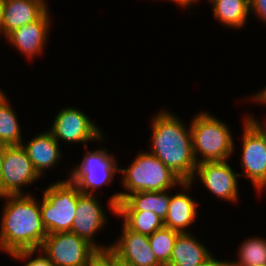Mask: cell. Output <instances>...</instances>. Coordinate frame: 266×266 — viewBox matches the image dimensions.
I'll return each instance as SVG.
<instances>
[{"label":"cell","instance_id":"83f0119b","mask_svg":"<svg viewBox=\"0 0 266 266\" xmlns=\"http://www.w3.org/2000/svg\"><path fill=\"white\" fill-rule=\"evenodd\" d=\"M226 262V260H217L214 256H212L208 261L197 266H226Z\"/></svg>","mask_w":266,"mask_h":266},{"label":"cell","instance_id":"9a60e30c","mask_svg":"<svg viewBox=\"0 0 266 266\" xmlns=\"http://www.w3.org/2000/svg\"><path fill=\"white\" fill-rule=\"evenodd\" d=\"M42 0H4L1 32L6 37L13 30L38 20L48 9Z\"/></svg>","mask_w":266,"mask_h":266},{"label":"cell","instance_id":"4316f807","mask_svg":"<svg viewBox=\"0 0 266 266\" xmlns=\"http://www.w3.org/2000/svg\"><path fill=\"white\" fill-rule=\"evenodd\" d=\"M250 11L266 23V0H249Z\"/></svg>","mask_w":266,"mask_h":266},{"label":"cell","instance_id":"30bf717a","mask_svg":"<svg viewBox=\"0 0 266 266\" xmlns=\"http://www.w3.org/2000/svg\"><path fill=\"white\" fill-rule=\"evenodd\" d=\"M53 125L49 129L50 133L58 142L60 140L68 141V143H85L87 149L88 141L105 140L104 134L97 127L88 115L78 108L65 107L61 109L54 118Z\"/></svg>","mask_w":266,"mask_h":266},{"label":"cell","instance_id":"8992f818","mask_svg":"<svg viewBox=\"0 0 266 266\" xmlns=\"http://www.w3.org/2000/svg\"><path fill=\"white\" fill-rule=\"evenodd\" d=\"M254 116L244 120L242 133L241 167L239 174L249 178L257 191L266 188V123L263 126Z\"/></svg>","mask_w":266,"mask_h":266},{"label":"cell","instance_id":"7c38bea8","mask_svg":"<svg viewBox=\"0 0 266 266\" xmlns=\"http://www.w3.org/2000/svg\"><path fill=\"white\" fill-rule=\"evenodd\" d=\"M100 204L95 194H82L79 192L76 216L73 221L71 232L87 240L96 249H105L110 246L106 244L100 247V245L98 246V244H96L95 239H93L96 232L104 228V225L107 223V216Z\"/></svg>","mask_w":266,"mask_h":266},{"label":"cell","instance_id":"52a82bcc","mask_svg":"<svg viewBox=\"0 0 266 266\" xmlns=\"http://www.w3.org/2000/svg\"><path fill=\"white\" fill-rule=\"evenodd\" d=\"M80 164L73 167L69 180L82 194H92L103 185L112 184L113 177L119 171L117 160L106 149L88 151Z\"/></svg>","mask_w":266,"mask_h":266},{"label":"cell","instance_id":"d4e9b609","mask_svg":"<svg viewBox=\"0 0 266 266\" xmlns=\"http://www.w3.org/2000/svg\"><path fill=\"white\" fill-rule=\"evenodd\" d=\"M38 250H20L14 253H11L10 256L14 259H19V260H26L25 266H55L49 258L39 249V254L37 257L32 258L34 254ZM29 259V260H28ZM31 259V260H30Z\"/></svg>","mask_w":266,"mask_h":266},{"label":"cell","instance_id":"4dcf8cb0","mask_svg":"<svg viewBox=\"0 0 266 266\" xmlns=\"http://www.w3.org/2000/svg\"><path fill=\"white\" fill-rule=\"evenodd\" d=\"M6 147L7 145L0 142V172L2 169V165H3L4 153H5Z\"/></svg>","mask_w":266,"mask_h":266},{"label":"cell","instance_id":"603a6c76","mask_svg":"<svg viewBox=\"0 0 266 266\" xmlns=\"http://www.w3.org/2000/svg\"><path fill=\"white\" fill-rule=\"evenodd\" d=\"M239 260L227 261L226 266H259L266 264V239L249 237L239 246Z\"/></svg>","mask_w":266,"mask_h":266},{"label":"cell","instance_id":"e0dca14e","mask_svg":"<svg viewBox=\"0 0 266 266\" xmlns=\"http://www.w3.org/2000/svg\"><path fill=\"white\" fill-rule=\"evenodd\" d=\"M212 257L210 251L190 232L177 235L168 266H197Z\"/></svg>","mask_w":266,"mask_h":266},{"label":"cell","instance_id":"5b68a950","mask_svg":"<svg viewBox=\"0 0 266 266\" xmlns=\"http://www.w3.org/2000/svg\"><path fill=\"white\" fill-rule=\"evenodd\" d=\"M41 218L48 234L71 231L79 190L69 179L57 180L43 190Z\"/></svg>","mask_w":266,"mask_h":266},{"label":"cell","instance_id":"6da1fadb","mask_svg":"<svg viewBox=\"0 0 266 266\" xmlns=\"http://www.w3.org/2000/svg\"><path fill=\"white\" fill-rule=\"evenodd\" d=\"M6 195L0 225V249L9 255L20 250H39L48 235L40 202L31 194Z\"/></svg>","mask_w":266,"mask_h":266},{"label":"cell","instance_id":"7402d4cb","mask_svg":"<svg viewBox=\"0 0 266 266\" xmlns=\"http://www.w3.org/2000/svg\"><path fill=\"white\" fill-rule=\"evenodd\" d=\"M122 224L130 231L150 236L164 227V221L151 211H116Z\"/></svg>","mask_w":266,"mask_h":266},{"label":"cell","instance_id":"2e32d148","mask_svg":"<svg viewBox=\"0 0 266 266\" xmlns=\"http://www.w3.org/2000/svg\"><path fill=\"white\" fill-rule=\"evenodd\" d=\"M22 147L26 150L29 159L32 161L33 167L41 177L45 170L54 167L61 158V150L54 136L49 132L35 135Z\"/></svg>","mask_w":266,"mask_h":266},{"label":"cell","instance_id":"cb8c5ba5","mask_svg":"<svg viewBox=\"0 0 266 266\" xmlns=\"http://www.w3.org/2000/svg\"><path fill=\"white\" fill-rule=\"evenodd\" d=\"M179 233L178 231L163 227L148 236L150 247L162 266L169 265L175 240Z\"/></svg>","mask_w":266,"mask_h":266},{"label":"cell","instance_id":"7a4b0ae2","mask_svg":"<svg viewBox=\"0 0 266 266\" xmlns=\"http://www.w3.org/2000/svg\"><path fill=\"white\" fill-rule=\"evenodd\" d=\"M150 149L183 182H190L197 166L193 154L192 133L181 120L168 110L154 116Z\"/></svg>","mask_w":266,"mask_h":266},{"label":"cell","instance_id":"9c48e42d","mask_svg":"<svg viewBox=\"0 0 266 266\" xmlns=\"http://www.w3.org/2000/svg\"><path fill=\"white\" fill-rule=\"evenodd\" d=\"M40 178L22 145L7 146L0 172V190L6 195H24L22 188Z\"/></svg>","mask_w":266,"mask_h":266},{"label":"cell","instance_id":"ac0fdd59","mask_svg":"<svg viewBox=\"0 0 266 266\" xmlns=\"http://www.w3.org/2000/svg\"><path fill=\"white\" fill-rule=\"evenodd\" d=\"M170 198L167 190L134 192L116 205V211H151L164 221Z\"/></svg>","mask_w":266,"mask_h":266},{"label":"cell","instance_id":"d6a6232c","mask_svg":"<svg viewBox=\"0 0 266 266\" xmlns=\"http://www.w3.org/2000/svg\"><path fill=\"white\" fill-rule=\"evenodd\" d=\"M3 2H4V0H0V20H2Z\"/></svg>","mask_w":266,"mask_h":266},{"label":"cell","instance_id":"277c9868","mask_svg":"<svg viewBox=\"0 0 266 266\" xmlns=\"http://www.w3.org/2000/svg\"><path fill=\"white\" fill-rule=\"evenodd\" d=\"M193 154L197 164L228 161L234 152L230 127L208 112L195 114L191 122ZM198 154L201 157L198 158Z\"/></svg>","mask_w":266,"mask_h":266},{"label":"cell","instance_id":"1f68e13d","mask_svg":"<svg viewBox=\"0 0 266 266\" xmlns=\"http://www.w3.org/2000/svg\"><path fill=\"white\" fill-rule=\"evenodd\" d=\"M115 266H134V265L131 264V263H128V262H125V261L121 260L116 255V265Z\"/></svg>","mask_w":266,"mask_h":266},{"label":"cell","instance_id":"f1b7e54d","mask_svg":"<svg viewBox=\"0 0 266 266\" xmlns=\"http://www.w3.org/2000/svg\"><path fill=\"white\" fill-rule=\"evenodd\" d=\"M256 93L251 99L256 100L257 103L266 104V87Z\"/></svg>","mask_w":266,"mask_h":266},{"label":"cell","instance_id":"5bb4252c","mask_svg":"<svg viewBox=\"0 0 266 266\" xmlns=\"http://www.w3.org/2000/svg\"><path fill=\"white\" fill-rule=\"evenodd\" d=\"M110 248L118 258L134 266H162L150 247L148 236L130 231L124 225L121 236Z\"/></svg>","mask_w":266,"mask_h":266},{"label":"cell","instance_id":"d6986e66","mask_svg":"<svg viewBox=\"0 0 266 266\" xmlns=\"http://www.w3.org/2000/svg\"><path fill=\"white\" fill-rule=\"evenodd\" d=\"M197 202L188 194L179 192L171 196L167 216L164 220V227L182 232H189L186 229L193 224L197 217Z\"/></svg>","mask_w":266,"mask_h":266},{"label":"cell","instance_id":"3957f363","mask_svg":"<svg viewBox=\"0 0 266 266\" xmlns=\"http://www.w3.org/2000/svg\"><path fill=\"white\" fill-rule=\"evenodd\" d=\"M122 172V185L127 192H117L109 199L108 205L112 213L116 214V205L129 194L142 191H169L181 186L184 190H190L191 182H183L155 155L148 152H140L128 168H119Z\"/></svg>","mask_w":266,"mask_h":266},{"label":"cell","instance_id":"e575fe53","mask_svg":"<svg viewBox=\"0 0 266 266\" xmlns=\"http://www.w3.org/2000/svg\"><path fill=\"white\" fill-rule=\"evenodd\" d=\"M3 94V91L1 90V88H0V96Z\"/></svg>","mask_w":266,"mask_h":266},{"label":"cell","instance_id":"f546056e","mask_svg":"<svg viewBox=\"0 0 266 266\" xmlns=\"http://www.w3.org/2000/svg\"><path fill=\"white\" fill-rule=\"evenodd\" d=\"M171 1L175 2L176 4L180 5V7L183 8L189 7L188 10H190L191 9L190 7H192V5L199 0H171Z\"/></svg>","mask_w":266,"mask_h":266},{"label":"cell","instance_id":"ba28073f","mask_svg":"<svg viewBox=\"0 0 266 266\" xmlns=\"http://www.w3.org/2000/svg\"><path fill=\"white\" fill-rule=\"evenodd\" d=\"M55 266H86L96 248L71 231L48 234L40 248Z\"/></svg>","mask_w":266,"mask_h":266},{"label":"cell","instance_id":"836d02e7","mask_svg":"<svg viewBox=\"0 0 266 266\" xmlns=\"http://www.w3.org/2000/svg\"><path fill=\"white\" fill-rule=\"evenodd\" d=\"M4 197V195L2 194L1 190H0V198Z\"/></svg>","mask_w":266,"mask_h":266},{"label":"cell","instance_id":"484cf974","mask_svg":"<svg viewBox=\"0 0 266 266\" xmlns=\"http://www.w3.org/2000/svg\"><path fill=\"white\" fill-rule=\"evenodd\" d=\"M116 253L109 247L96 249L89 257L86 266H115Z\"/></svg>","mask_w":266,"mask_h":266},{"label":"cell","instance_id":"8fae6325","mask_svg":"<svg viewBox=\"0 0 266 266\" xmlns=\"http://www.w3.org/2000/svg\"><path fill=\"white\" fill-rule=\"evenodd\" d=\"M195 175L216 197L235 203L238 200L237 177L240 175L234 172L227 160L197 164L191 183L194 182Z\"/></svg>","mask_w":266,"mask_h":266},{"label":"cell","instance_id":"ffe728a7","mask_svg":"<svg viewBox=\"0 0 266 266\" xmlns=\"http://www.w3.org/2000/svg\"><path fill=\"white\" fill-rule=\"evenodd\" d=\"M212 3L214 18L226 27L242 28L250 14L249 0H207Z\"/></svg>","mask_w":266,"mask_h":266},{"label":"cell","instance_id":"4fadbf2b","mask_svg":"<svg viewBox=\"0 0 266 266\" xmlns=\"http://www.w3.org/2000/svg\"><path fill=\"white\" fill-rule=\"evenodd\" d=\"M47 10L38 20L13 30L5 38L28 59L42 54L47 44L51 17Z\"/></svg>","mask_w":266,"mask_h":266},{"label":"cell","instance_id":"44dd1931","mask_svg":"<svg viewBox=\"0 0 266 266\" xmlns=\"http://www.w3.org/2000/svg\"><path fill=\"white\" fill-rule=\"evenodd\" d=\"M7 96H0V142L7 146L22 144V135L16 111L7 101Z\"/></svg>","mask_w":266,"mask_h":266}]
</instances>
